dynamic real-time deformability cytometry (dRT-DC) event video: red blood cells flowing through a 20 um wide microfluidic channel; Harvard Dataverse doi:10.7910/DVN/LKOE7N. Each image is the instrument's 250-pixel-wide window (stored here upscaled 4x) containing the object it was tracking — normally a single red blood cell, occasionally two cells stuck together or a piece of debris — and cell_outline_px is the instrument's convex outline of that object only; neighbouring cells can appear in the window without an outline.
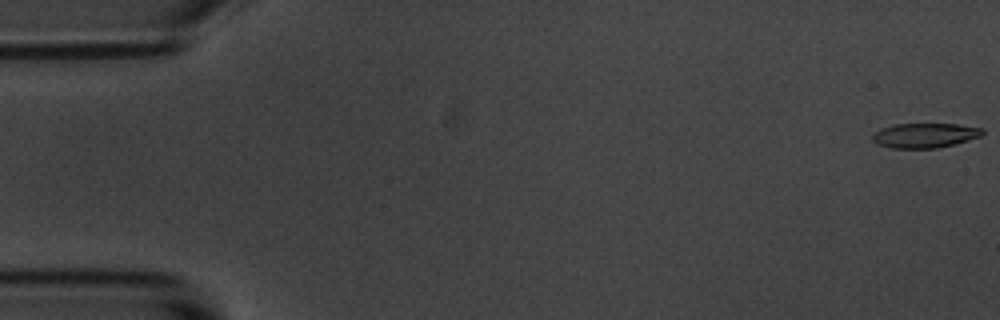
{"species": "common noctule bat (a hibernating species)", "species_latin": "Nyctalus noctula", "temperature_condition": "room temperature", "stored_images_in_passage": 55, "camera_frame_rate_fps": 3000, "um_per_image_px": 0.085, "animal": {"sex": "male", "body_mass_g": 20.1, "forearm_length_mm": 53.5}, "frame": {"image": 1, "passage_image": 1, "time_ms": 0.0, "image_size_px": [1000, 320], "cell_outline_px": [[984, 132], [980, 136], [952, 144], [936, 148], [892, 148], [876, 144], [872, 140], [872, 136], [880, 128], [892, 124], [956, 124], [984, 128]], "centroid_in_image_um": [78.57, 11.5], "position_along_channel_um": 6.4, "area_um2": 15.72}}
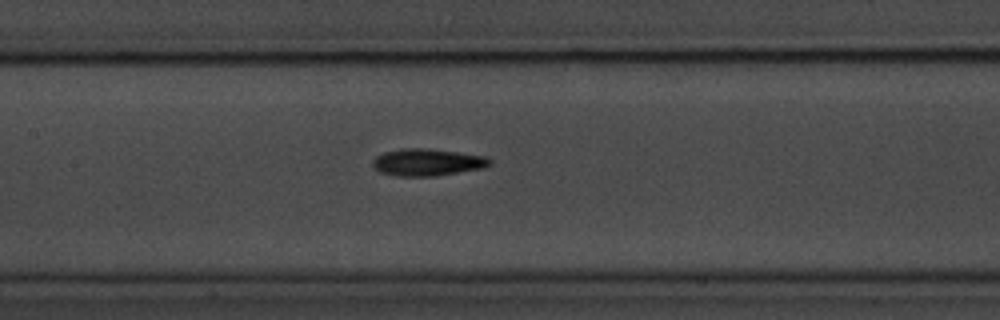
{"frame": {"image": 2, "passage_image": 26, "time_ms": 8.333, "image_size_px": [1000, 320], "cell_outline_px": [[492, 164], [484, 168], [436, 176], [396, 176], [380, 172], [372, 164], [372, 160], [376, 156], [384, 152], [408, 148], [424, 148], [488, 156], [492, 160]], "centroid_in_image_um": [36.36, 13.8], "position_along_channel_um": 171.0, "area_um2": 18.5}}
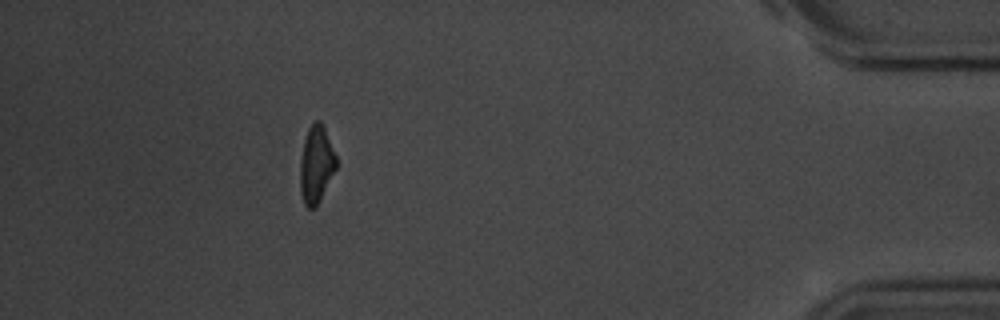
{"frame": {"image": 3, "passage_image": 50, "time_ms": 16.333, "image_size_px": [1000, 320], "cell_outline_px": [[336, 168], [316, 208], [308, 208], [304, 204], [300, 192], [300, 160], [304, 140], [308, 128], [316, 120], [320, 120], [324, 128], [336, 156]], "centroid_in_image_um": [26.86, 14.0], "position_along_channel_um": 408.3, "area_um2": 16.13}, "authors_computed_cell_mechanics": {"area_um2": 17.2244, "velocity_mm_per_s": 3.6519, "shape_relaxation_time_tau1_ms": 2.6233, "shape_relaxation_time_tau2_ms": 9.1636, "deformation_change_tau1": 0.1531, "deformation_change_tau2": 0.2031}}